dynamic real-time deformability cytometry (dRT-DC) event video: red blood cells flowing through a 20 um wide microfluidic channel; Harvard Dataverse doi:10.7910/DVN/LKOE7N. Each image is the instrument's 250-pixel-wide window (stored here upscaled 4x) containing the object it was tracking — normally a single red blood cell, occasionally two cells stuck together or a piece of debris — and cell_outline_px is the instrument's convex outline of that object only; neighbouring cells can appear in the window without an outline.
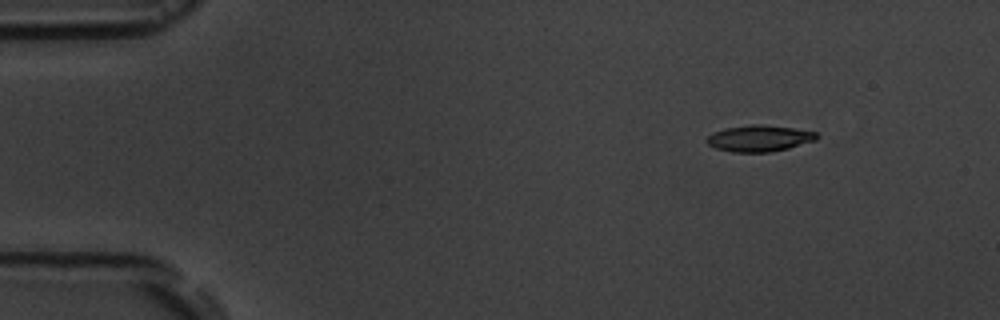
{"species": "common noctule bat (a hibernating species)", "species_latin": "Nyctalus noctula", "temperature_condition": "room temperature", "stored_images_in_passage": 5, "camera_frame_rate_fps": 3000, "um_per_image_px": 0.085, "animal": {"sex": "male", "body_mass_g": 19.5, "forearm_length_mm": 54.6}, "frame": {"image": 1, "passage_image": 2, "time_ms": 1.333, "image_size_px": [1000, 320], "cell_outline_px": [[820, 136], [816, 140], [788, 148], [772, 152], [732, 152], [716, 148], [708, 144], [704, 140], [708, 136], [724, 128], [752, 124], [764, 124], [792, 128], [816, 132]], "centroid_in_image_um": [64.55, 11.76], "position_along_channel_um": 20.5, "area_um2": 16.88}}
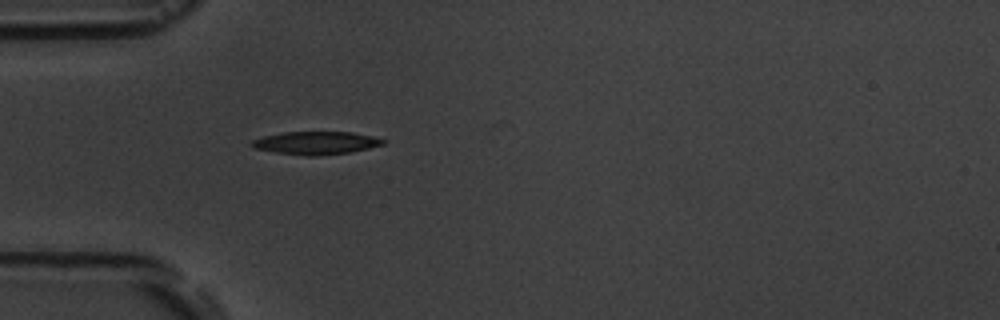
{"frame": {"image": 2, "passage_image": 5, "time_ms": 4.667, "image_size_px": [1000, 320], "cell_outline_px": [[388, 140], [384, 144], [352, 152], [312, 156], [308, 156], [276, 152], [252, 148], [248, 144], [252, 140], [264, 136], [284, 132], [352, 132], [372, 136]], "centroid_in_image_um": [26.85, 12.15], "position_along_channel_um": 58.2, "area_um2": 17.57}}